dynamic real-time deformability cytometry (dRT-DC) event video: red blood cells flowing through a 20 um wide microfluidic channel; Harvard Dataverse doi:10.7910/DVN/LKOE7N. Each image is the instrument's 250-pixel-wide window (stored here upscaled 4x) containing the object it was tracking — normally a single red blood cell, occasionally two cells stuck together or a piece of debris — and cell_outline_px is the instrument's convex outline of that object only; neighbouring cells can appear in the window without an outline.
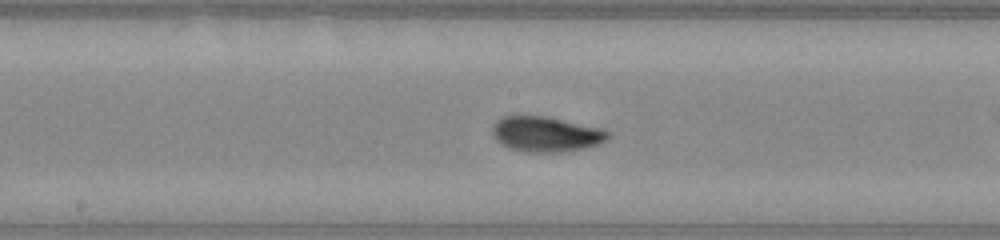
{"species": "common noctule bat (a hibernating species)", "species_latin": "Nyctalus noctula", "temperature_condition": "warm", "stored_images_in_passage": 44, "camera_frame_rate_fps": 3000, "um_per_image_px": 0.085, "animal": {"sex": "male", "body_mass_g": 20.0, "forearm_length_mm": 53.3}, "frame": {"image": 1, "passage_image": 19, "time_ms": 6.0, "image_size_px": [1000, 240], "cell_outline_px": [[612, 136], [608, 140], [584, 148], [560, 152], [528, 152], [512, 148], [500, 144], [496, 140], [492, 132], [492, 128], [496, 120], [504, 116], [544, 116], [604, 128]], "centroid_in_image_um": [46.43, 11.4], "position_along_channel_um": 201.8, "area_um2": 23.7}}
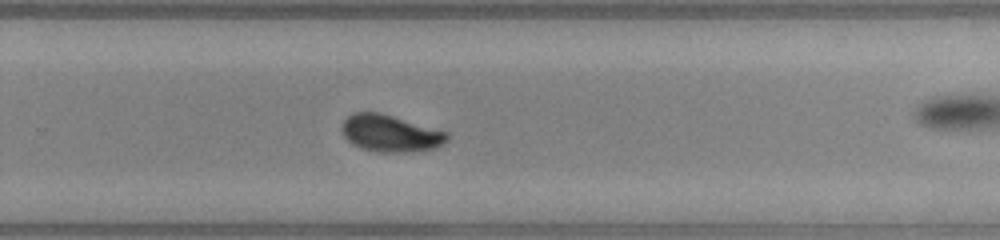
{"frame": {"image": 2, "passage_image": 26, "time_ms": 8.333, "image_size_px": [1000, 240], "cell_outline_px": [[448, 140], [444, 144], [436, 148], [404, 152], [380, 152], [360, 148], [352, 144], [344, 136], [340, 128], [344, 120], [352, 112], [380, 112], [448, 132]], "centroid_in_image_um": [33.16, 11.33], "position_along_channel_um": 296.6, "area_um2": 22.72}, "authors_computed_cell_mechanics": {"area_um2": 22.4553, "velocity_mm_per_s": 4.0857, "shape_relaxation_time_tau1_ms": 3.153, "shape_relaxation_time_tau2_ms": null, "deformation_change_tau1": 0.1507, "deformation_change_tau2": null}}